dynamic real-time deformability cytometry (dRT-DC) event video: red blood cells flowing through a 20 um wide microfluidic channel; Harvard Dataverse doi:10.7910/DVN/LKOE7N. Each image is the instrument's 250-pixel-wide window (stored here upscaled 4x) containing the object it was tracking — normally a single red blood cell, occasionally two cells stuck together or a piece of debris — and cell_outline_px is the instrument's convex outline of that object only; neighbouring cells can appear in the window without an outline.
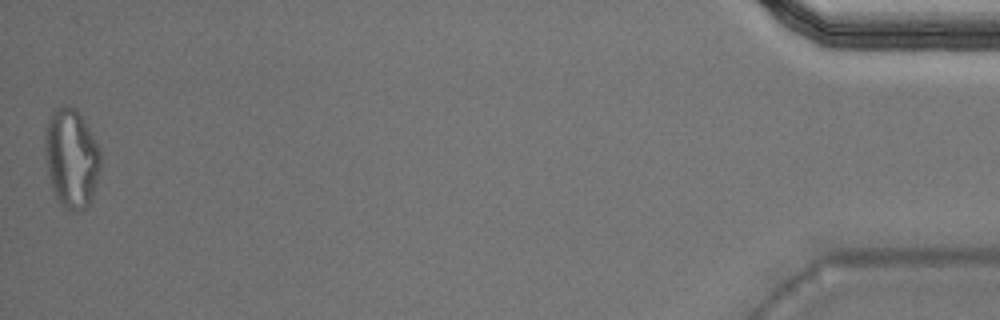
{"species": "Egyptian fruit bat (a non-hibernating species)", "species_latin": "Rousettus aegyptiacus", "temperature_condition": "warm", "stored_images_in_passage": 50, "segment_of_instrument_passage": [2, 2], "camera_frame_rate_fps": 3000, "um_per_image_px": 0.085, "animal": {"sex": "male"}, "frame": {"image": 1, "passage_image": 50, "time_ms": 16.333, "image_size_px": [1000, 320], "cell_outline_px": [[104, 160], [92, 196], [88, 204], [84, 208], [76, 212], [72, 212], [64, 208], [56, 200], [48, 176], [44, 156], [44, 136], [48, 120], [52, 112], [56, 108], [64, 104], [76, 108], [92, 132]], "centroid_in_image_um": [6.07, 13.45], "position_along_channel_um": 429.1, "area_um2": 32.95}}